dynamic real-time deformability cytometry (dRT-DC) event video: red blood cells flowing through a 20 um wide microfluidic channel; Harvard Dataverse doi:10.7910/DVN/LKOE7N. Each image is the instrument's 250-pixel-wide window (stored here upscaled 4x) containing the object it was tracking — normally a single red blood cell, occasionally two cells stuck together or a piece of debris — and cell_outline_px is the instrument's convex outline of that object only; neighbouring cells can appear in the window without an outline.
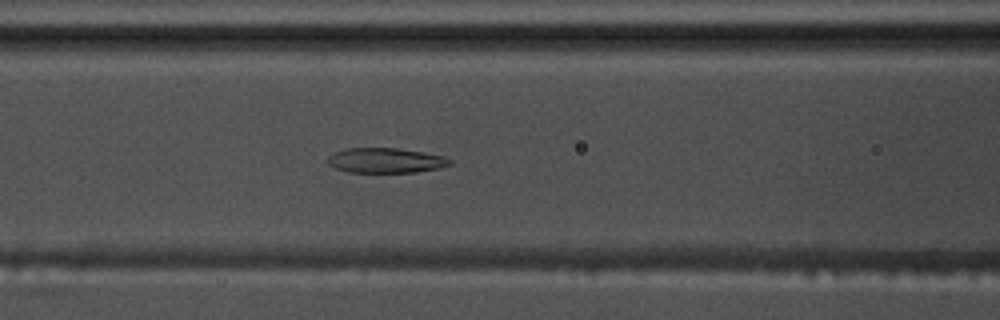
{"species": "common noctule bat (a hibernating species)", "species_latin": "Nyctalus noctula", "temperature_condition": "warm", "stored_images_in_passage": 47, "camera_frame_rate_fps": 3000, "um_per_image_px": 0.085, "animal": {"sex": "male", "body_mass_g": 17.5, "forearm_length_mm": 52.3}, "frame": {"image": 1, "passage_image": 15, "time_ms": 4.667, "image_size_px": [1000, 320], "cell_outline_px": [[452, 164], [440, 168], [416, 172], [348, 172], [336, 168], [328, 164], [328, 156], [344, 148], [396, 148], [444, 156], [452, 160]], "centroid_in_image_um": [32.79, 13.64], "position_along_channel_um": 133.8, "area_um2": 17.69}}
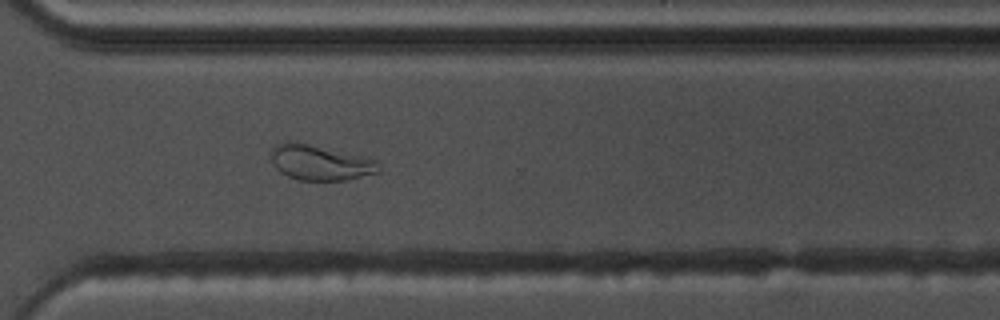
{"frame": {"image": 2, "passage_image": 32, "time_ms": 10.333, "image_size_px": [1000, 320], "cell_outline_px": [[380, 172], [344, 180], [300, 180], [288, 176], [280, 172], [272, 164], [272, 148], [276, 144], [308, 144], [376, 160], [380, 168]], "centroid_in_image_um": [27.22, 13.86], "position_along_channel_um": 343.4, "area_um2": 21.27}}
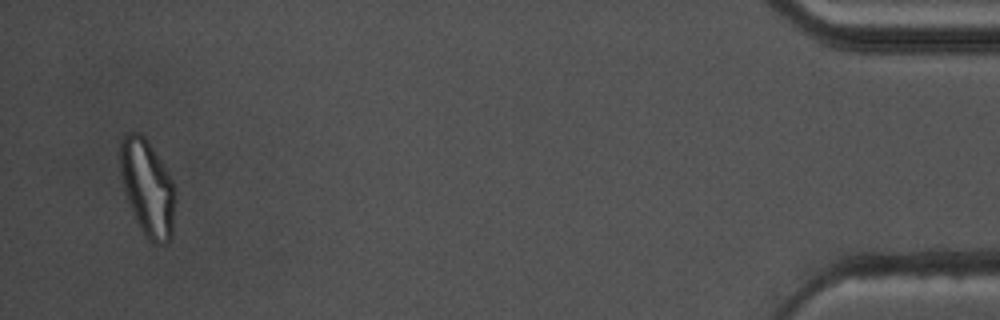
{"frame": {"image": 3, "passage_image": 45, "time_ms": 14.667, "image_size_px": [1000, 320], "cell_outline_px": [[172, 236], [164, 244], [152, 244], [144, 236], [132, 212], [124, 192], [120, 176], [116, 156], [120, 140], [124, 132], [136, 132], [144, 136], [168, 172], [172, 180]], "centroid_in_image_um": [12.42, 15.9], "position_along_channel_um": 422.8, "area_um2": 30.92}, "authors_computed_cell_mechanics": {"area_um2": 20.4612, "velocity_mm_per_s": 3.705, "shape_relaxation_time_tau1_ms": 10.8561, "shape_relaxation_time_tau2_ms": 1.9253, "deformation_change_tau1": 0.283, "deformation_change_tau2": 0.0708}}